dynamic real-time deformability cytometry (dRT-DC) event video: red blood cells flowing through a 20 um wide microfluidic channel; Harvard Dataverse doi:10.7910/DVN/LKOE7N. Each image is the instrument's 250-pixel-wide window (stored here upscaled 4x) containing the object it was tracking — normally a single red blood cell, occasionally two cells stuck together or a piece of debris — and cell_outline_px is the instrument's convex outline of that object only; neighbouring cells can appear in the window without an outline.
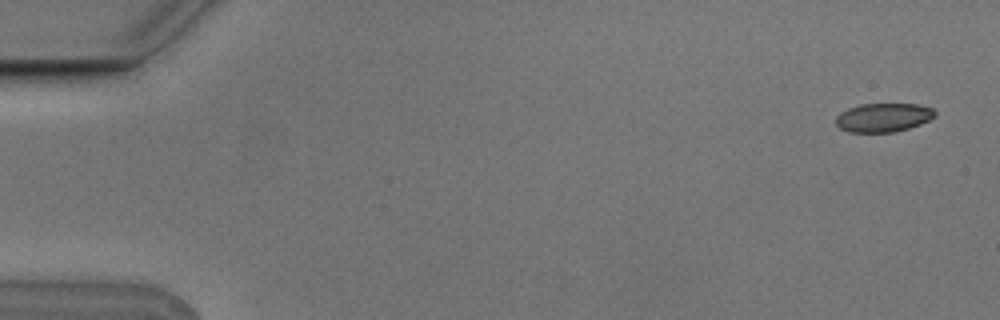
{"species": "Egyptian fruit bat (a non-hibernating species)", "species_latin": "Rousettus aegyptiacus", "temperature_condition": "cold", "stored_images_in_passage": 7, "camera_frame_rate_fps": 3000, "um_per_image_px": 0.085, "animal": {"sex": "male"}, "frame": {"image": 1, "passage_image": 1, "time_ms": 0.0, "image_size_px": [1000, 320], "cell_outline_px": [[936, 116], [920, 124], [896, 132], [848, 132], [840, 128], [836, 124], [836, 116], [840, 112], [848, 108], [860, 104], [916, 104], [932, 108], [936, 112]], "centroid_in_image_um": [75.07, 9.99], "position_along_channel_um": 9.9, "area_um2": 16.65}}
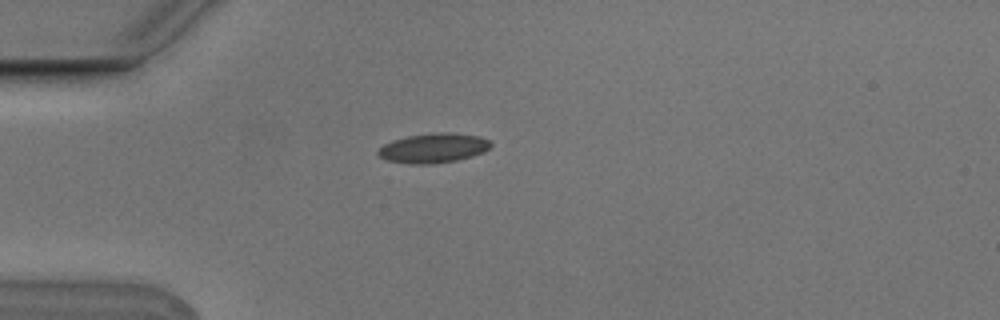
{"frame": {"image": 2, "passage_image": 4, "time_ms": 1.0, "image_size_px": [1000, 320], "cell_outline_px": [[492, 144], [484, 152], [472, 156], [456, 160], [432, 164], [412, 164], [388, 160], [376, 156], [376, 152], [384, 144], [392, 140], [408, 136], [436, 132], [452, 132], [480, 136], [488, 140]], "centroid_in_image_um": [36.82, 12.58], "position_along_channel_um": 48.2, "area_um2": 19.48}}
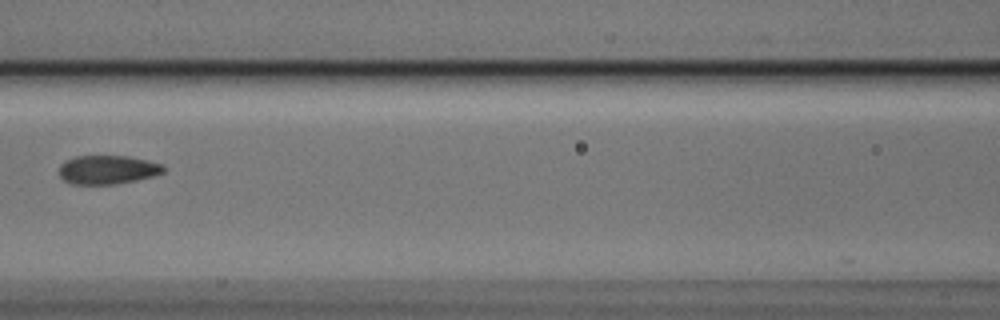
{"frame": {"image": 3, "passage_image": 7, "time_ms": 2.0, "image_size_px": [1000, 320], "cell_outline_px": [[164, 172], [152, 176], [136, 180], [112, 184], [72, 184], [64, 180], [60, 176], [60, 164], [64, 160], [76, 156], [128, 156], [164, 164]], "centroid_in_image_um": [9.13, 14.42], "position_along_channel_um": 157.5, "area_um2": 17.46}}